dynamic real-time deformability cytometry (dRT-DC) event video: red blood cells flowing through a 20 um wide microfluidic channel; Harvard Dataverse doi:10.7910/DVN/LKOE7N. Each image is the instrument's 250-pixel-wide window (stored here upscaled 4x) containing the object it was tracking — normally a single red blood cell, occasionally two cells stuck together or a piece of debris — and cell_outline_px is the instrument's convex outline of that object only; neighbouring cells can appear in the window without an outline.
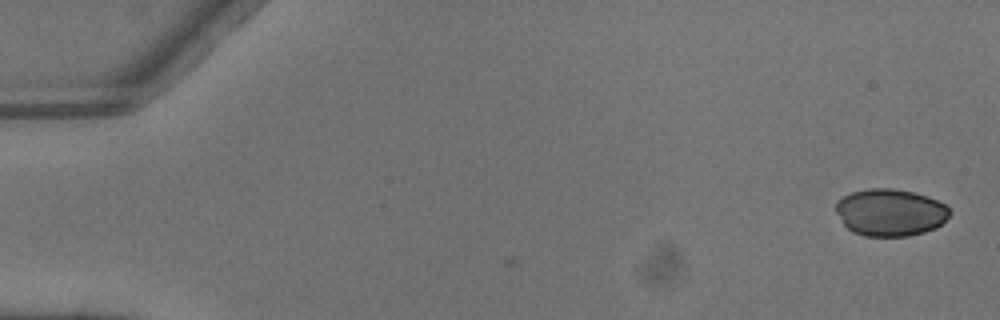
{"species": "common noctule bat (a hibernating species)", "species_latin": "Nyctalus noctula", "temperature_condition": "warm", "stored_images_in_passage": 2, "camera_frame_rate_fps": 3000, "um_per_image_px": 0.085, "animal": {"sex": "male", "body_mass_g": 13.3}, "frame": {"image": 1, "passage_image": 2, "time_ms": 0.333, "image_size_px": [1000, 320], "cell_outline_px": [[952, 212], [936, 228], [924, 232], [908, 236], [864, 236], [852, 232], [844, 224], [836, 212], [836, 200], [852, 192], [868, 188], [892, 188], [912, 192], [928, 196], [944, 204]], "centroid_in_image_um": [75.66, 18.05], "position_along_channel_um": 9.3, "area_um2": 31.27}}